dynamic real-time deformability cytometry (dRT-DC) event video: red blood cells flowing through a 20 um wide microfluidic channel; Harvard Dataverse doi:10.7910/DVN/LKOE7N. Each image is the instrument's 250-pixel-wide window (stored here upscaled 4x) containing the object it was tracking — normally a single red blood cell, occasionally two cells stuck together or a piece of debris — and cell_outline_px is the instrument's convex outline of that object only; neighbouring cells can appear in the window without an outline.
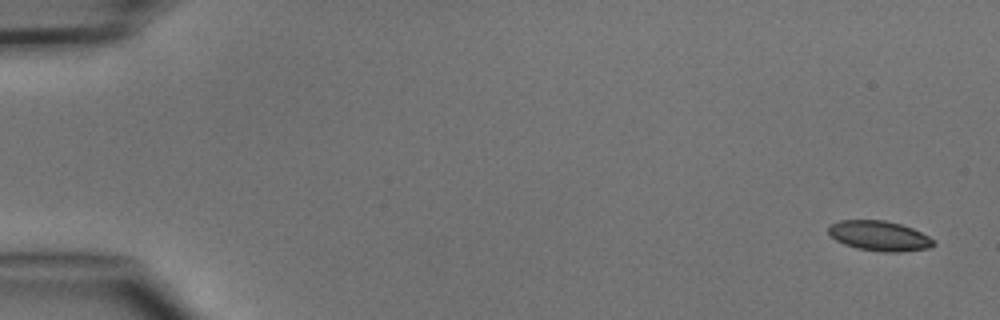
{"species": "common noctule bat (a hibernating species)", "species_latin": "Nyctalus noctula", "temperature_condition": "cold", "stored_images_in_passage": 6, "camera_frame_rate_fps": 3000, "um_per_image_px": 0.085, "animal": {"sex": "male", "body_mass_g": 15.6}, "frame": {"image": 1, "passage_image": 1, "time_ms": 0.0, "image_size_px": [1000, 320], "cell_outline_px": [[936, 244], [928, 248], [896, 252], [884, 252], [856, 248], [844, 244], [836, 240], [828, 232], [828, 228], [832, 224], [840, 220], [884, 220], [900, 224], [912, 228], [928, 236]], "centroid_in_image_um": [74.72, 20.05], "position_along_channel_um": 10.3, "area_um2": 18.15}}
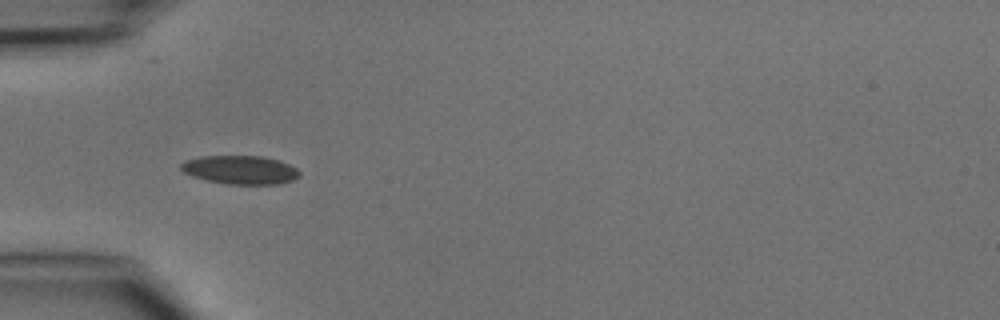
{"frame": {"image": 2, "passage_image": 5, "time_ms": 4.667, "image_size_px": [1000, 320], "cell_outline_px": [[300, 176], [292, 180], [280, 184], [228, 184], [208, 180], [192, 176], [184, 172], [180, 168], [180, 164], [184, 160], [200, 156], [260, 156], [280, 160], [296, 168], [300, 172]], "centroid_in_image_um": [20.42, 14.43], "position_along_channel_um": 64.6, "area_um2": 19.77}}